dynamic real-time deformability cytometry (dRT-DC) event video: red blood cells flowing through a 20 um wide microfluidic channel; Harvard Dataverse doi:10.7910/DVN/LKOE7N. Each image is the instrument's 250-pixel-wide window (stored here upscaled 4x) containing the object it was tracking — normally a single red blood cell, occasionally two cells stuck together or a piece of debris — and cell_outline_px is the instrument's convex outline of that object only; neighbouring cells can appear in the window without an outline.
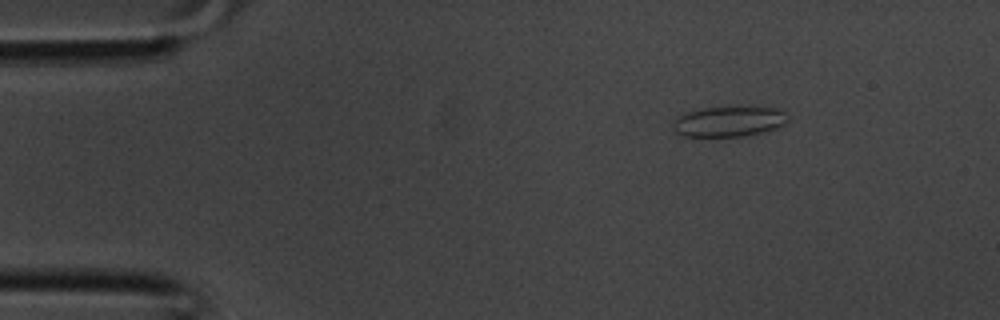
{"species": "common noctule bat (a hibernating species)", "species_latin": "Nyctalus noctula", "temperature_condition": "room temperature", "stored_images_in_passage": 37, "camera_frame_rate_fps": 3000, "um_per_image_px": 0.085, "animal": {"sex": "male", "body_mass_g": 20.1, "forearm_length_mm": 53.5}, "frame": {"image": 1, "passage_image": 5, "time_ms": 1.333, "image_size_px": [1000, 320], "cell_outline_px": [[788, 120], [784, 124], [776, 128], [744, 136], [684, 136], [676, 132], [672, 128], [676, 116], [688, 112], [704, 108], [776, 108], [784, 112], [788, 116]], "centroid_in_image_um": [61.93, 10.34], "position_along_channel_um": 23.1, "area_um2": 19.83}}
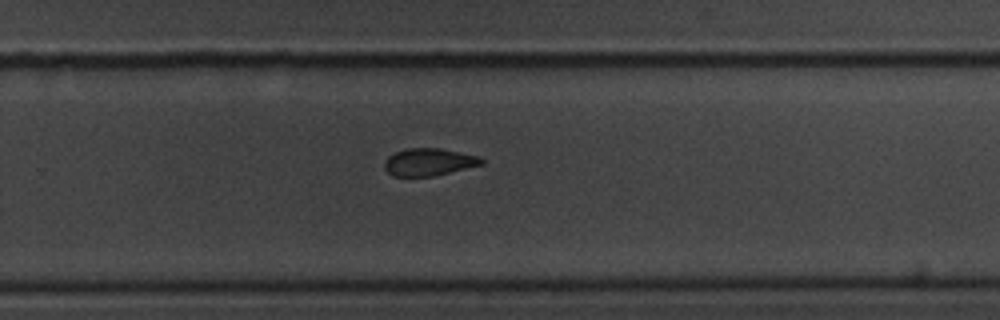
{"frame": {"image": 2, "passage_image": 24, "time_ms": 7.667, "image_size_px": [1000, 320], "cell_outline_px": [[484, 164], [436, 176], [392, 176], [384, 168], [384, 160], [388, 156], [396, 152], [408, 148], [440, 148], [480, 156], [484, 160]], "centroid_in_image_um": [36.47, 13.77], "position_along_channel_um": 293.3, "area_um2": 15.66}}
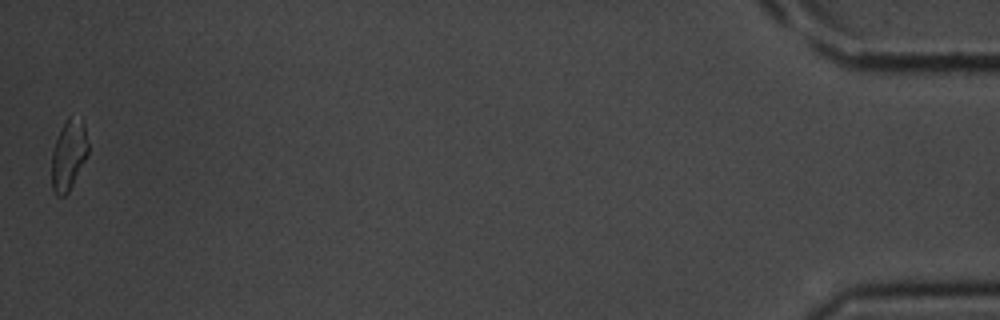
{"frame": {"image": 3, "passage_image": 37, "time_ms": 12.0, "image_size_px": [1000, 320], "cell_outline_px": [[88, 152], [68, 192], [64, 196], [56, 196], [52, 188], [52, 152], [56, 140], [68, 116], [84, 124], [88, 144]], "centroid_in_image_um": [5.81, 13.22], "position_along_channel_um": 429.4, "area_um2": 14.28}}